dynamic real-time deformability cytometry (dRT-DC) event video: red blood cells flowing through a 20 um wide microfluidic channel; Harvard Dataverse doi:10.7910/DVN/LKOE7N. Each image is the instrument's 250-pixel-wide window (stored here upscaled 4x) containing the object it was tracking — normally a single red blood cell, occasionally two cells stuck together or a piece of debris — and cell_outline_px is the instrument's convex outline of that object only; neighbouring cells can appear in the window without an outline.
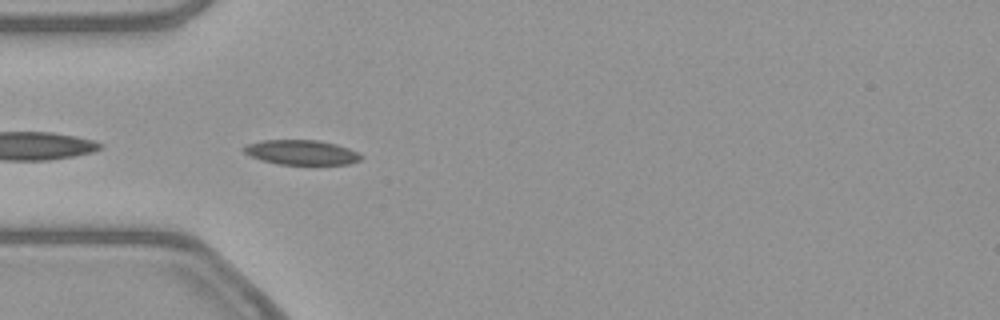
{"species": "common noctule bat (a hibernating species)", "species_latin": "Nyctalus noctula", "temperature_condition": "warm", "stored_images_in_passage": 39, "camera_frame_rate_fps": 3000, "um_per_image_px": 0.085, "animal": {"sex": "female", "body_mass_g": 21.9}, "frame": {"image": 1, "passage_image": 2, "time_ms": 0.333, "image_size_px": [1000, 320], "cell_outline_px": [[364, 156], [360, 160], [348, 164], [276, 164], [260, 160], [244, 152], [240, 148], [248, 144], [264, 140], [316, 140], [336, 144], [348, 148]], "centroid_in_image_um": [25.6, 12.95], "position_along_channel_um": 59.4, "area_um2": 16.82}}
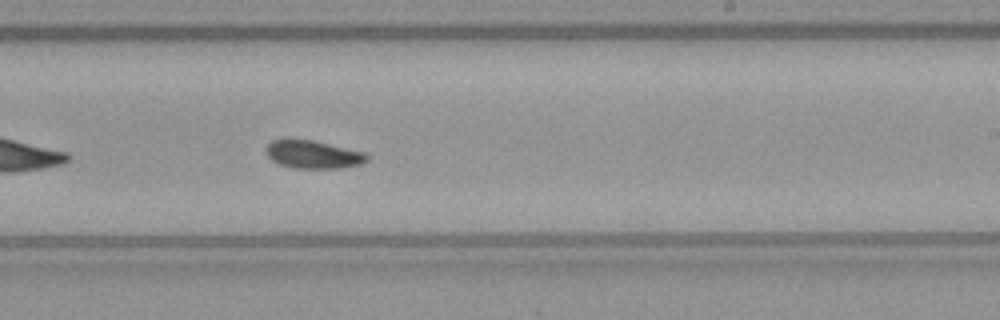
{"frame": {"image": 2, "passage_image": 18, "time_ms": 5.667, "image_size_px": [1000, 320], "cell_outline_px": [[368, 160], [360, 164], [340, 168], [292, 168], [280, 164], [272, 160], [268, 156], [264, 148], [272, 140], [288, 136], [312, 140], [364, 152], [368, 156]], "centroid_in_image_um": [26.54, 13.09], "position_along_channel_um": 262.5, "area_um2": 16.82}}
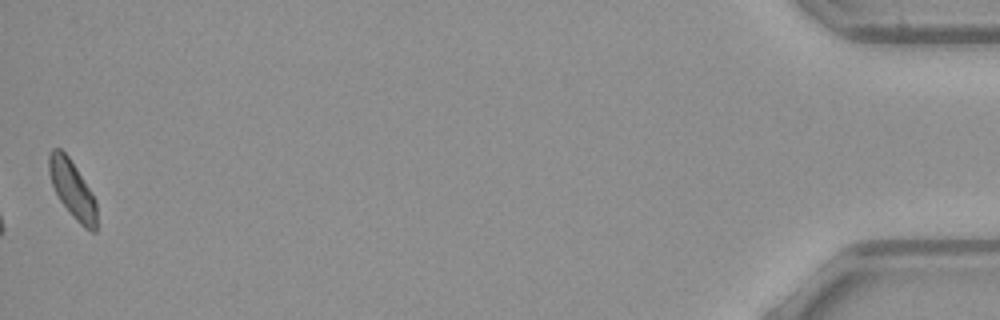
{"frame": {"image": 3, "passage_image": 39, "time_ms": 12.667, "image_size_px": [1000, 320], "cell_outline_px": [[96, 232], [92, 232], [84, 228], [72, 216], [60, 200], [52, 184], [48, 172], [48, 152], [52, 148], [60, 148], [68, 156], [76, 168], [96, 200]], "centroid_in_image_um": [6.13, 16.08], "position_along_channel_um": 429.1, "area_um2": 15.9}, "authors_computed_cell_mechanics": {"area_um2": 16.5308, "velocity_mm_per_s": 3.8418, "shape_relaxation_time_tau1_ms": 2.7839, "shape_relaxation_time_tau2_ms": 4.6166, "deformation_change_tau1": 0.0795, "deformation_change_tau2": 0.0783}}